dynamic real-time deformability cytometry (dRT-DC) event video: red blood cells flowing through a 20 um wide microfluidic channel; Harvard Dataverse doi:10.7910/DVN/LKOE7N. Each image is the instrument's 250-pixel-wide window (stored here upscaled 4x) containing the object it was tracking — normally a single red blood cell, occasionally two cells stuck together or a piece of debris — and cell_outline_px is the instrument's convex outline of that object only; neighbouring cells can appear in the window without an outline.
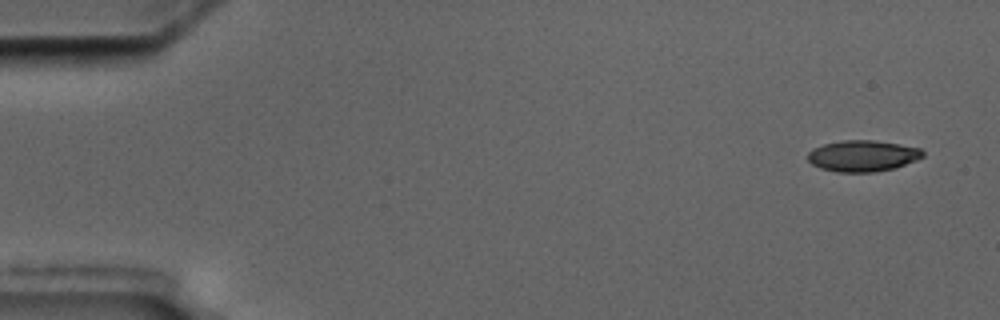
{"species": "common noctule bat (a hibernating species)", "species_latin": "Nyctalus noctula", "temperature_condition": "cold", "stored_images_in_passage": 5, "camera_frame_rate_fps": 3000, "um_per_image_px": 0.085, "animal": {"sex": "male", "body_mass_g": 17.5, "forearm_length_mm": 52.3}, "frame": {"image": 1, "passage_image": 1, "time_ms": 0.0, "image_size_px": [1000, 320], "cell_outline_px": [[924, 156], [916, 160], [896, 168], [872, 172], [836, 172], [820, 168], [812, 164], [808, 160], [808, 152], [812, 148], [824, 144], [844, 140], [876, 140], [900, 144], [920, 148], [924, 152]], "centroid_in_image_um": [73.33, 13.25], "position_along_channel_um": 11.7, "area_um2": 21.04}}
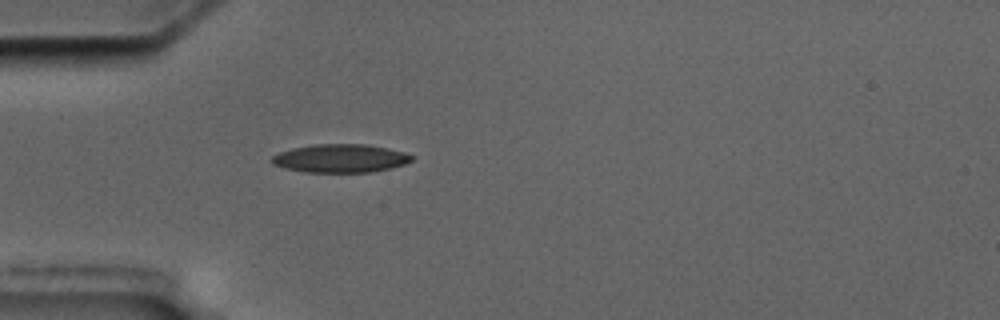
{"frame": {"image": 2, "passage_image": 5, "time_ms": 4.667, "image_size_px": [1000, 320], "cell_outline_px": [[412, 160], [404, 164], [372, 172], [304, 172], [284, 168], [272, 164], [272, 156], [280, 152], [292, 148], [312, 144], [368, 144], [388, 148], [404, 152], [412, 156]], "centroid_in_image_um": [28.91, 13.45], "position_along_channel_um": 56.1, "area_um2": 23.06}}